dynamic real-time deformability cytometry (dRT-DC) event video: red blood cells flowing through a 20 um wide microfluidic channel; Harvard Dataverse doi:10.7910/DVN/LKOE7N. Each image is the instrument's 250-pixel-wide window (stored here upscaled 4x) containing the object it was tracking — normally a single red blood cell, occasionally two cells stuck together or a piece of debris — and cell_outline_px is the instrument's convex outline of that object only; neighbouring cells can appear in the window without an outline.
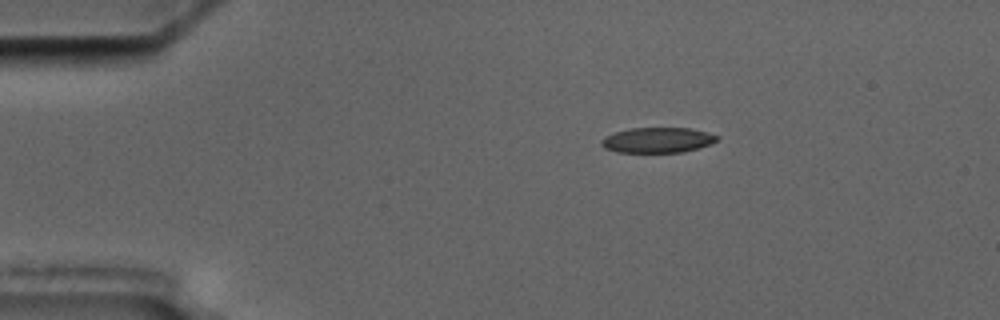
{"species": "common noctule bat (a hibernating species)", "species_latin": "Nyctalus noctula", "temperature_condition": "cold", "stored_images_in_passage": 3, "camera_frame_rate_fps": 3000, "um_per_image_px": 0.085, "animal": {"sex": "male", "body_mass_g": 17.5, "forearm_length_mm": 52.3}, "frame": {"image": 1, "passage_image": 1, "time_ms": 0.0, "image_size_px": [1000, 320], "cell_outline_px": [[720, 136], [716, 140], [708, 144], [684, 152], [616, 152], [604, 148], [600, 144], [600, 140], [604, 136], [628, 128], [688, 128], [708, 132]], "centroid_in_image_um": [55.84, 11.9], "position_along_channel_um": 29.2, "area_um2": 16.99}}